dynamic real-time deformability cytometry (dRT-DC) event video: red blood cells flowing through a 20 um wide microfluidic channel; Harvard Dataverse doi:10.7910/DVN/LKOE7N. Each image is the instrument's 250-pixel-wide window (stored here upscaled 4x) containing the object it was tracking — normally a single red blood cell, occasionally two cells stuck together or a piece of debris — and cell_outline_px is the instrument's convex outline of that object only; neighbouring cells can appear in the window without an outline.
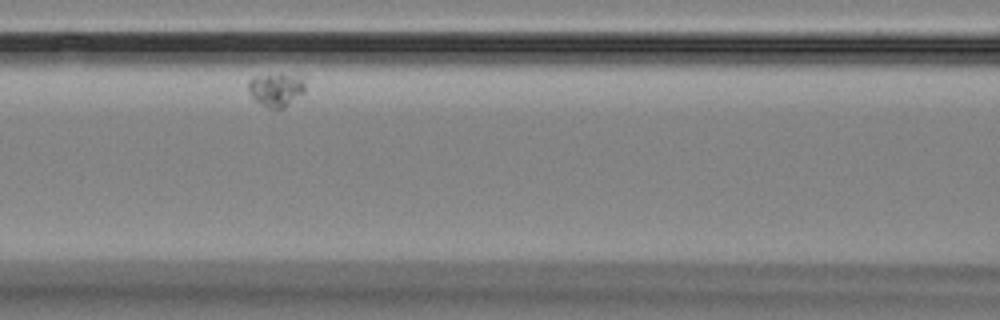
{"species": "Egyptian fruit bat (a non-hibernating species)", "species_latin": "Rousettus aegyptiacus", "temperature_condition": "room temperature", "stored_images_in_passage": 4, "camera_frame_rate_fps": 3000, "um_per_image_px": 0.085, "animal": {"sex": "female"}, "frame": {"image": 1, "passage_image": 3, "time_ms": 3.0, "image_size_px": [1000, 320], "cell_outline_px": [[308, 76], [304, 92], [284, 108], [272, 108], [256, 100], [248, 92], [248, 80], [252, 76], [280, 72], [304, 72]], "centroid_in_image_um": [23.59, 7.48], "position_along_channel_um": 143.0, "area_um2": 11.96}}
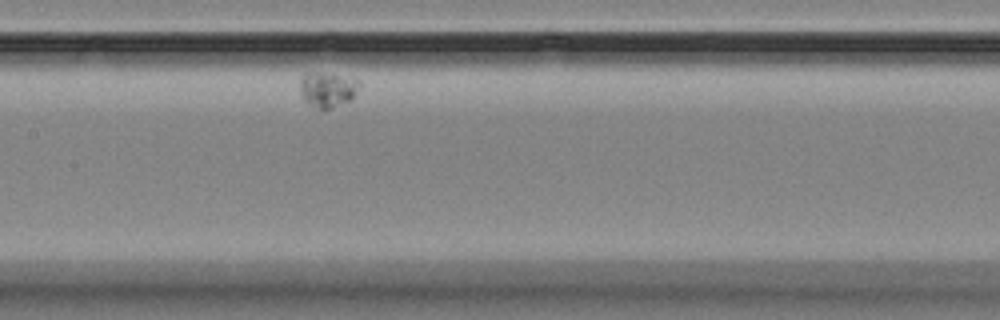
{"frame": {"image": 2, "passage_image": 4, "time_ms": 4.333, "image_size_px": [1000, 320], "cell_outline_px": [[360, 84], [352, 100], [324, 112], [304, 100], [300, 92], [300, 76], [304, 72], [332, 72], [352, 76]], "centroid_in_image_um": [27.84, 7.58], "position_along_channel_um": 179.6, "area_um2": 12.83}}